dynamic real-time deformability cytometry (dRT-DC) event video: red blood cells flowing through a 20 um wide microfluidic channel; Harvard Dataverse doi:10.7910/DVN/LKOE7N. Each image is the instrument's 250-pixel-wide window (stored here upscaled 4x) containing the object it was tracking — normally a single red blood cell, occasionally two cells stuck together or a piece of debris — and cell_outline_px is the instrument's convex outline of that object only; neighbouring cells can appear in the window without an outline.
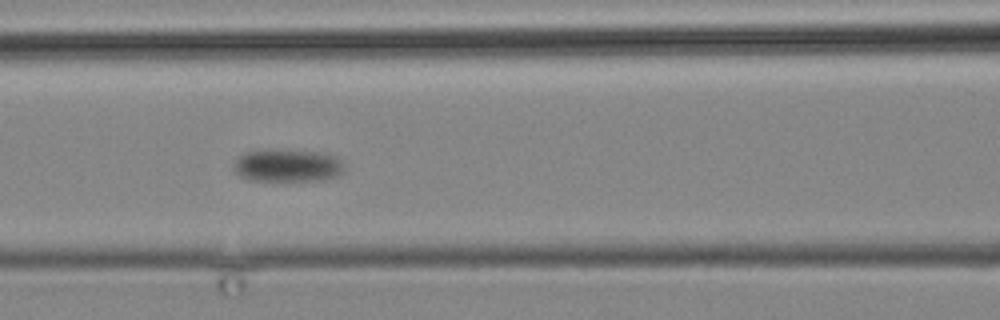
{"species": "common noctule bat (a hibernating species)", "species_latin": "Nyctalus noctula", "temperature_condition": "cold", "stored_images_in_passage": 8, "segment_of_instrument_passage": [1, 2], "camera_frame_rate_fps": 3000, "um_per_image_px": 0.085, "animal": {"sex": "male", "body_mass_g": 19.2, "forearm_length_mm": 51.8}, "frame": {"image": 1, "passage_image": 6, "time_ms": 6.0, "image_size_px": [1000, 320], "cell_outline_px": [[344, 168], [340, 176], [324, 180], [248, 180], [240, 176], [236, 172], [236, 156], [244, 152], [264, 148], [288, 148], [324, 152], [336, 156], [344, 164]], "centroid_in_image_um": [24.47, 14.02], "position_along_channel_um": 142.1, "area_um2": 21.85}}